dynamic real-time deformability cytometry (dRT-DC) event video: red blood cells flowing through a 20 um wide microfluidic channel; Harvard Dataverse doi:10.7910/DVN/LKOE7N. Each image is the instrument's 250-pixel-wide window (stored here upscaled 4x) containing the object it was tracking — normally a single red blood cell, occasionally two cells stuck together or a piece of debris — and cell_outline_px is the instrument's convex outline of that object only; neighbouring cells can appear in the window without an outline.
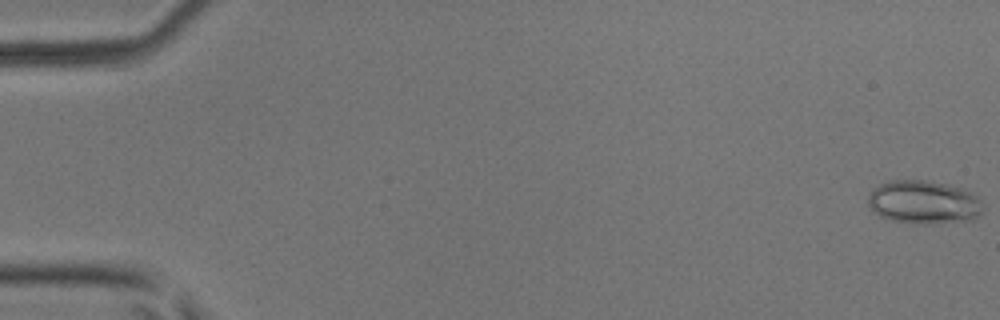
{"species": "common noctule bat (a hibernating species)", "species_latin": "Nyctalus noctula", "temperature_condition": "room temperature", "stored_images_in_passage": 51, "camera_frame_rate_fps": 3000, "um_per_image_px": 0.085, "animal": {"sex": "male", "body_mass_g": 17.9, "forearm_length_mm": 54.2}, "frame": {"image": 1, "passage_image": 1, "time_ms": 0.0, "image_size_px": [1000, 320], "cell_outline_px": [[984, 212], [980, 216], [972, 220], [932, 224], [912, 224], [892, 220], [880, 216], [868, 204], [868, 196], [880, 184], [888, 180], [924, 180], [964, 188], [972, 192], [980, 200]], "centroid_in_image_um": [78.56, 17.2], "position_along_channel_um": 6.4, "area_um2": 29.25}}
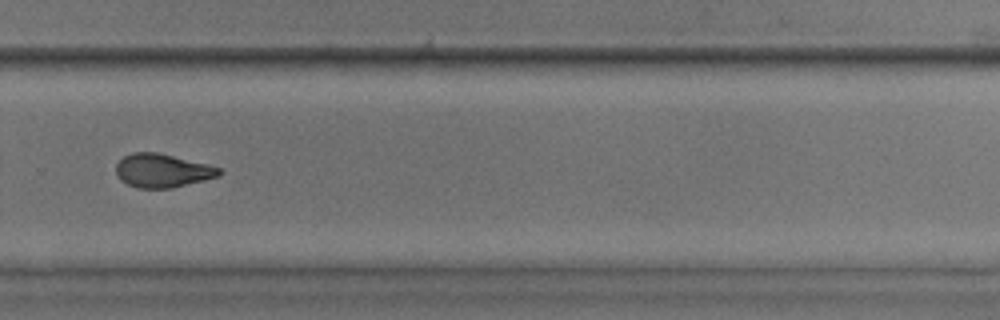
{"frame": {"image": 2, "passage_image": 36, "time_ms": 11.667, "image_size_px": [1000, 320], "cell_outline_px": [[224, 172], [220, 176], [172, 188], [136, 188], [120, 180], [116, 172], [116, 164], [124, 156], [132, 152], [156, 152], [208, 164], [220, 168]], "centroid_in_image_um": [13.81, 14.5], "position_along_channel_um": 316.0, "area_um2": 20.23}}
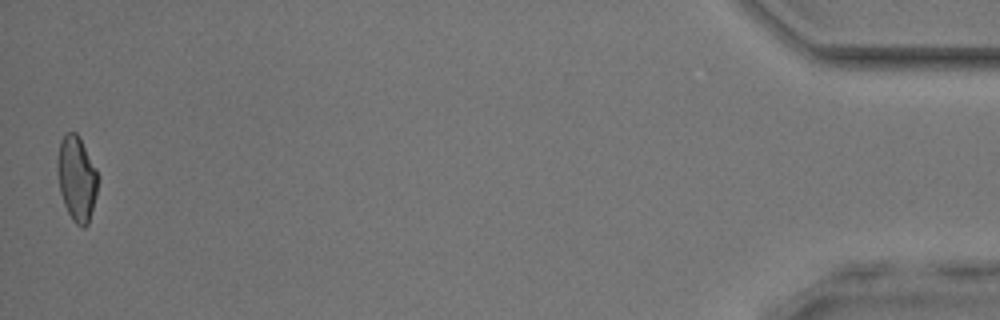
{"frame": {"image": 3, "passage_image": 51, "time_ms": 16.667, "image_size_px": [1000, 320], "cell_outline_px": [[100, 176], [96, 196], [88, 224], [84, 228], [80, 228], [72, 220], [64, 204], [60, 192], [56, 172], [56, 160], [60, 140], [68, 132], [76, 132], [96, 168]], "centroid_in_image_um": [6.51, 15.19], "position_along_channel_um": 428.7, "area_um2": 20.35}, "authors_computed_cell_mechanics": {"area_um2": 20.9814, "velocity_mm_per_s": 4.0733, "shape_relaxation_time_tau1_ms": 8.1851, "shape_relaxation_time_tau2_ms": 1.9461, "deformation_change_tau1": 0.2134, "deformation_change_tau2": 0.0775}}